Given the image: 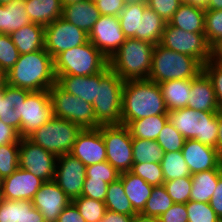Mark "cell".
Masks as SVG:
<instances>
[{
	"instance_id": "obj_1",
	"label": "cell",
	"mask_w": 222,
	"mask_h": 222,
	"mask_svg": "<svg viewBox=\"0 0 222 222\" xmlns=\"http://www.w3.org/2000/svg\"><path fill=\"white\" fill-rule=\"evenodd\" d=\"M6 83L29 91L49 90L56 83L53 57L44 48L20 54L6 73Z\"/></svg>"
},
{
	"instance_id": "obj_2",
	"label": "cell",
	"mask_w": 222,
	"mask_h": 222,
	"mask_svg": "<svg viewBox=\"0 0 222 222\" xmlns=\"http://www.w3.org/2000/svg\"><path fill=\"white\" fill-rule=\"evenodd\" d=\"M122 125L145 117L168 114L158 83L149 79L124 81Z\"/></svg>"
},
{
	"instance_id": "obj_3",
	"label": "cell",
	"mask_w": 222,
	"mask_h": 222,
	"mask_svg": "<svg viewBox=\"0 0 222 222\" xmlns=\"http://www.w3.org/2000/svg\"><path fill=\"white\" fill-rule=\"evenodd\" d=\"M154 48L150 42L126 38L109 58V66L123 81L148 79Z\"/></svg>"
},
{
	"instance_id": "obj_4",
	"label": "cell",
	"mask_w": 222,
	"mask_h": 222,
	"mask_svg": "<svg viewBox=\"0 0 222 222\" xmlns=\"http://www.w3.org/2000/svg\"><path fill=\"white\" fill-rule=\"evenodd\" d=\"M203 71V65L194 57L155 45L148 79L155 83L194 79Z\"/></svg>"
},
{
	"instance_id": "obj_5",
	"label": "cell",
	"mask_w": 222,
	"mask_h": 222,
	"mask_svg": "<svg viewBox=\"0 0 222 222\" xmlns=\"http://www.w3.org/2000/svg\"><path fill=\"white\" fill-rule=\"evenodd\" d=\"M168 121L185 138L195 139L216 147L218 136L217 112L197 111L186 107L168 111Z\"/></svg>"
},
{
	"instance_id": "obj_6",
	"label": "cell",
	"mask_w": 222,
	"mask_h": 222,
	"mask_svg": "<svg viewBox=\"0 0 222 222\" xmlns=\"http://www.w3.org/2000/svg\"><path fill=\"white\" fill-rule=\"evenodd\" d=\"M124 81L109 64L99 72L97 98L93 102L96 121L100 125H122V90Z\"/></svg>"
},
{
	"instance_id": "obj_7",
	"label": "cell",
	"mask_w": 222,
	"mask_h": 222,
	"mask_svg": "<svg viewBox=\"0 0 222 222\" xmlns=\"http://www.w3.org/2000/svg\"><path fill=\"white\" fill-rule=\"evenodd\" d=\"M109 64L90 41L61 52L54 59L55 75L89 76L101 72Z\"/></svg>"
},
{
	"instance_id": "obj_8",
	"label": "cell",
	"mask_w": 222,
	"mask_h": 222,
	"mask_svg": "<svg viewBox=\"0 0 222 222\" xmlns=\"http://www.w3.org/2000/svg\"><path fill=\"white\" fill-rule=\"evenodd\" d=\"M81 131L82 128L74 122L53 117L27 138L58 157L70 154Z\"/></svg>"
},
{
	"instance_id": "obj_9",
	"label": "cell",
	"mask_w": 222,
	"mask_h": 222,
	"mask_svg": "<svg viewBox=\"0 0 222 222\" xmlns=\"http://www.w3.org/2000/svg\"><path fill=\"white\" fill-rule=\"evenodd\" d=\"M49 93L54 117L74 122L82 129H96L100 126L91 103L64 91L57 83L52 85Z\"/></svg>"
},
{
	"instance_id": "obj_10",
	"label": "cell",
	"mask_w": 222,
	"mask_h": 222,
	"mask_svg": "<svg viewBox=\"0 0 222 222\" xmlns=\"http://www.w3.org/2000/svg\"><path fill=\"white\" fill-rule=\"evenodd\" d=\"M160 45L163 47L192 56L202 65L211 60V46L207 42L205 33L187 32L165 24Z\"/></svg>"
},
{
	"instance_id": "obj_11",
	"label": "cell",
	"mask_w": 222,
	"mask_h": 222,
	"mask_svg": "<svg viewBox=\"0 0 222 222\" xmlns=\"http://www.w3.org/2000/svg\"><path fill=\"white\" fill-rule=\"evenodd\" d=\"M107 161L119 172H129L133 165V149L129 129L124 125H101Z\"/></svg>"
},
{
	"instance_id": "obj_12",
	"label": "cell",
	"mask_w": 222,
	"mask_h": 222,
	"mask_svg": "<svg viewBox=\"0 0 222 222\" xmlns=\"http://www.w3.org/2000/svg\"><path fill=\"white\" fill-rule=\"evenodd\" d=\"M89 41V34L64 18L45 26L44 49L55 59L61 52Z\"/></svg>"
},
{
	"instance_id": "obj_13",
	"label": "cell",
	"mask_w": 222,
	"mask_h": 222,
	"mask_svg": "<svg viewBox=\"0 0 222 222\" xmlns=\"http://www.w3.org/2000/svg\"><path fill=\"white\" fill-rule=\"evenodd\" d=\"M57 156L36 145L28 138L19 141V167L44 182L55 179Z\"/></svg>"
},
{
	"instance_id": "obj_14",
	"label": "cell",
	"mask_w": 222,
	"mask_h": 222,
	"mask_svg": "<svg viewBox=\"0 0 222 222\" xmlns=\"http://www.w3.org/2000/svg\"><path fill=\"white\" fill-rule=\"evenodd\" d=\"M53 117V106L49 90L31 91L23 103L20 137L27 138Z\"/></svg>"
},
{
	"instance_id": "obj_15",
	"label": "cell",
	"mask_w": 222,
	"mask_h": 222,
	"mask_svg": "<svg viewBox=\"0 0 222 222\" xmlns=\"http://www.w3.org/2000/svg\"><path fill=\"white\" fill-rule=\"evenodd\" d=\"M86 177V166L71 154L57 157L54 181L71 200L79 198Z\"/></svg>"
},
{
	"instance_id": "obj_16",
	"label": "cell",
	"mask_w": 222,
	"mask_h": 222,
	"mask_svg": "<svg viewBox=\"0 0 222 222\" xmlns=\"http://www.w3.org/2000/svg\"><path fill=\"white\" fill-rule=\"evenodd\" d=\"M125 40L118 16L101 15L89 33V41L108 59Z\"/></svg>"
},
{
	"instance_id": "obj_17",
	"label": "cell",
	"mask_w": 222,
	"mask_h": 222,
	"mask_svg": "<svg viewBox=\"0 0 222 222\" xmlns=\"http://www.w3.org/2000/svg\"><path fill=\"white\" fill-rule=\"evenodd\" d=\"M70 154L78 158L85 166L107 161L101 125L96 129H82Z\"/></svg>"
},
{
	"instance_id": "obj_18",
	"label": "cell",
	"mask_w": 222,
	"mask_h": 222,
	"mask_svg": "<svg viewBox=\"0 0 222 222\" xmlns=\"http://www.w3.org/2000/svg\"><path fill=\"white\" fill-rule=\"evenodd\" d=\"M44 181L20 167L3 178L1 198L13 201H32Z\"/></svg>"
},
{
	"instance_id": "obj_19",
	"label": "cell",
	"mask_w": 222,
	"mask_h": 222,
	"mask_svg": "<svg viewBox=\"0 0 222 222\" xmlns=\"http://www.w3.org/2000/svg\"><path fill=\"white\" fill-rule=\"evenodd\" d=\"M33 206L44 217L45 222H56L64 208L71 200L53 181L44 182L32 199Z\"/></svg>"
},
{
	"instance_id": "obj_20",
	"label": "cell",
	"mask_w": 222,
	"mask_h": 222,
	"mask_svg": "<svg viewBox=\"0 0 222 222\" xmlns=\"http://www.w3.org/2000/svg\"><path fill=\"white\" fill-rule=\"evenodd\" d=\"M181 152L191 175L210 169H222V160L217 150L198 140H185Z\"/></svg>"
},
{
	"instance_id": "obj_21",
	"label": "cell",
	"mask_w": 222,
	"mask_h": 222,
	"mask_svg": "<svg viewBox=\"0 0 222 222\" xmlns=\"http://www.w3.org/2000/svg\"><path fill=\"white\" fill-rule=\"evenodd\" d=\"M30 92L7 83L0 89V120L18 132L21 130L23 103Z\"/></svg>"
},
{
	"instance_id": "obj_22",
	"label": "cell",
	"mask_w": 222,
	"mask_h": 222,
	"mask_svg": "<svg viewBox=\"0 0 222 222\" xmlns=\"http://www.w3.org/2000/svg\"><path fill=\"white\" fill-rule=\"evenodd\" d=\"M187 107L206 112H217L219 110L212 81L203 71L196 78L191 79Z\"/></svg>"
},
{
	"instance_id": "obj_23",
	"label": "cell",
	"mask_w": 222,
	"mask_h": 222,
	"mask_svg": "<svg viewBox=\"0 0 222 222\" xmlns=\"http://www.w3.org/2000/svg\"><path fill=\"white\" fill-rule=\"evenodd\" d=\"M56 83L64 91L93 104L97 98L99 72L89 76L56 75Z\"/></svg>"
},
{
	"instance_id": "obj_24",
	"label": "cell",
	"mask_w": 222,
	"mask_h": 222,
	"mask_svg": "<svg viewBox=\"0 0 222 222\" xmlns=\"http://www.w3.org/2000/svg\"><path fill=\"white\" fill-rule=\"evenodd\" d=\"M100 16L95 2L90 0L68 4L63 6L62 9V18L82 29L87 34L91 32Z\"/></svg>"
},
{
	"instance_id": "obj_25",
	"label": "cell",
	"mask_w": 222,
	"mask_h": 222,
	"mask_svg": "<svg viewBox=\"0 0 222 222\" xmlns=\"http://www.w3.org/2000/svg\"><path fill=\"white\" fill-rule=\"evenodd\" d=\"M168 23L187 32L205 33V9L182 3Z\"/></svg>"
},
{
	"instance_id": "obj_26",
	"label": "cell",
	"mask_w": 222,
	"mask_h": 222,
	"mask_svg": "<svg viewBox=\"0 0 222 222\" xmlns=\"http://www.w3.org/2000/svg\"><path fill=\"white\" fill-rule=\"evenodd\" d=\"M19 54L36 52L44 48L45 27L30 23L10 34Z\"/></svg>"
},
{
	"instance_id": "obj_27",
	"label": "cell",
	"mask_w": 222,
	"mask_h": 222,
	"mask_svg": "<svg viewBox=\"0 0 222 222\" xmlns=\"http://www.w3.org/2000/svg\"><path fill=\"white\" fill-rule=\"evenodd\" d=\"M119 178L122 180L125 194L130 200L133 209L137 213H141L151 195L153 186L149 185L141 177L134 175L130 171L120 173Z\"/></svg>"
},
{
	"instance_id": "obj_28",
	"label": "cell",
	"mask_w": 222,
	"mask_h": 222,
	"mask_svg": "<svg viewBox=\"0 0 222 222\" xmlns=\"http://www.w3.org/2000/svg\"><path fill=\"white\" fill-rule=\"evenodd\" d=\"M24 6L31 22L44 27L62 17L60 0H24Z\"/></svg>"
},
{
	"instance_id": "obj_29",
	"label": "cell",
	"mask_w": 222,
	"mask_h": 222,
	"mask_svg": "<svg viewBox=\"0 0 222 222\" xmlns=\"http://www.w3.org/2000/svg\"><path fill=\"white\" fill-rule=\"evenodd\" d=\"M32 23L24 6V0H16L6 5L0 4V33L8 34Z\"/></svg>"
},
{
	"instance_id": "obj_30",
	"label": "cell",
	"mask_w": 222,
	"mask_h": 222,
	"mask_svg": "<svg viewBox=\"0 0 222 222\" xmlns=\"http://www.w3.org/2000/svg\"><path fill=\"white\" fill-rule=\"evenodd\" d=\"M166 108L168 111L187 107L191 80H171L159 84Z\"/></svg>"
},
{
	"instance_id": "obj_31",
	"label": "cell",
	"mask_w": 222,
	"mask_h": 222,
	"mask_svg": "<svg viewBox=\"0 0 222 222\" xmlns=\"http://www.w3.org/2000/svg\"><path fill=\"white\" fill-rule=\"evenodd\" d=\"M222 169H210L191 175L192 188L190 200L209 203L218 184Z\"/></svg>"
},
{
	"instance_id": "obj_32",
	"label": "cell",
	"mask_w": 222,
	"mask_h": 222,
	"mask_svg": "<svg viewBox=\"0 0 222 222\" xmlns=\"http://www.w3.org/2000/svg\"><path fill=\"white\" fill-rule=\"evenodd\" d=\"M168 121V114H159L134 120L126 125L132 139L154 140Z\"/></svg>"
},
{
	"instance_id": "obj_33",
	"label": "cell",
	"mask_w": 222,
	"mask_h": 222,
	"mask_svg": "<svg viewBox=\"0 0 222 222\" xmlns=\"http://www.w3.org/2000/svg\"><path fill=\"white\" fill-rule=\"evenodd\" d=\"M147 4L134 3L125 5L119 14L121 29L126 38L140 40V25L142 24L143 12Z\"/></svg>"
},
{
	"instance_id": "obj_34",
	"label": "cell",
	"mask_w": 222,
	"mask_h": 222,
	"mask_svg": "<svg viewBox=\"0 0 222 222\" xmlns=\"http://www.w3.org/2000/svg\"><path fill=\"white\" fill-rule=\"evenodd\" d=\"M108 211L134 216L137 212L133 209L127 198L122 180L118 178L109 184L104 201Z\"/></svg>"
},
{
	"instance_id": "obj_35",
	"label": "cell",
	"mask_w": 222,
	"mask_h": 222,
	"mask_svg": "<svg viewBox=\"0 0 222 222\" xmlns=\"http://www.w3.org/2000/svg\"><path fill=\"white\" fill-rule=\"evenodd\" d=\"M140 25V40L154 45L160 44L166 22L148 6L145 8Z\"/></svg>"
},
{
	"instance_id": "obj_36",
	"label": "cell",
	"mask_w": 222,
	"mask_h": 222,
	"mask_svg": "<svg viewBox=\"0 0 222 222\" xmlns=\"http://www.w3.org/2000/svg\"><path fill=\"white\" fill-rule=\"evenodd\" d=\"M134 163H161L162 147L154 140L135 138L132 141Z\"/></svg>"
},
{
	"instance_id": "obj_37",
	"label": "cell",
	"mask_w": 222,
	"mask_h": 222,
	"mask_svg": "<svg viewBox=\"0 0 222 222\" xmlns=\"http://www.w3.org/2000/svg\"><path fill=\"white\" fill-rule=\"evenodd\" d=\"M164 181L191 176L181 151L165 152L161 159Z\"/></svg>"
},
{
	"instance_id": "obj_38",
	"label": "cell",
	"mask_w": 222,
	"mask_h": 222,
	"mask_svg": "<svg viewBox=\"0 0 222 222\" xmlns=\"http://www.w3.org/2000/svg\"><path fill=\"white\" fill-rule=\"evenodd\" d=\"M173 204L174 202L166 192L164 185L153 186L151 195L141 213L152 217H160Z\"/></svg>"
},
{
	"instance_id": "obj_39",
	"label": "cell",
	"mask_w": 222,
	"mask_h": 222,
	"mask_svg": "<svg viewBox=\"0 0 222 222\" xmlns=\"http://www.w3.org/2000/svg\"><path fill=\"white\" fill-rule=\"evenodd\" d=\"M86 222H100L107 211L103 201L80 196L72 201Z\"/></svg>"
},
{
	"instance_id": "obj_40",
	"label": "cell",
	"mask_w": 222,
	"mask_h": 222,
	"mask_svg": "<svg viewBox=\"0 0 222 222\" xmlns=\"http://www.w3.org/2000/svg\"><path fill=\"white\" fill-rule=\"evenodd\" d=\"M19 167V143L0 146V176H10Z\"/></svg>"
},
{
	"instance_id": "obj_41",
	"label": "cell",
	"mask_w": 222,
	"mask_h": 222,
	"mask_svg": "<svg viewBox=\"0 0 222 222\" xmlns=\"http://www.w3.org/2000/svg\"><path fill=\"white\" fill-rule=\"evenodd\" d=\"M163 185L174 203L186 204L190 200L192 188L191 176L165 181Z\"/></svg>"
},
{
	"instance_id": "obj_42",
	"label": "cell",
	"mask_w": 222,
	"mask_h": 222,
	"mask_svg": "<svg viewBox=\"0 0 222 222\" xmlns=\"http://www.w3.org/2000/svg\"><path fill=\"white\" fill-rule=\"evenodd\" d=\"M185 138L167 121L158 135L156 142L164 152L181 151Z\"/></svg>"
},
{
	"instance_id": "obj_43",
	"label": "cell",
	"mask_w": 222,
	"mask_h": 222,
	"mask_svg": "<svg viewBox=\"0 0 222 222\" xmlns=\"http://www.w3.org/2000/svg\"><path fill=\"white\" fill-rule=\"evenodd\" d=\"M130 172L152 186H160L165 182L161 163H133Z\"/></svg>"
},
{
	"instance_id": "obj_44",
	"label": "cell",
	"mask_w": 222,
	"mask_h": 222,
	"mask_svg": "<svg viewBox=\"0 0 222 222\" xmlns=\"http://www.w3.org/2000/svg\"><path fill=\"white\" fill-rule=\"evenodd\" d=\"M205 36L211 47L222 39V10H205Z\"/></svg>"
},
{
	"instance_id": "obj_45",
	"label": "cell",
	"mask_w": 222,
	"mask_h": 222,
	"mask_svg": "<svg viewBox=\"0 0 222 222\" xmlns=\"http://www.w3.org/2000/svg\"><path fill=\"white\" fill-rule=\"evenodd\" d=\"M19 55L10 35L0 33V68L7 73L17 62Z\"/></svg>"
},
{
	"instance_id": "obj_46",
	"label": "cell",
	"mask_w": 222,
	"mask_h": 222,
	"mask_svg": "<svg viewBox=\"0 0 222 222\" xmlns=\"http://www.w3.org/2000/svg\"><path fill=\"white\" fill-rule=\"evenodd\" d=\"M186 208L188 222H217L219 219L209 203L189 200Z\"/></svg>"
},
{
	"instance_id": "obj_47",
	"label": "cell",
	"mask_w": 222,
	"mask_h": 222,
	"mask_svg": "<svg viewBox=\"0 0 222 222\" xmlns=\"http://www.w3.org/2000/svg\"><path fill=\"white\" fill-rule=\"evenodd\" d=\"M119 177L120 173L108 161L86 166L85 179L103 180L110 184Z\"/></svg>"
},
{
	"instance_id": "obj_48",
	"label": "cell",
	"mask_w": 222,
	"mask_h": 222,
	"mask_svg": "<svg viewBox=\"0 0 222 222\" xmlns=\"http://www.w3.org/2000/svg\"><path fill=\"white\" fill-rule=\"evenodd\" d=\"M203 72L212 81L219 109H222V65L208 60L203 65Z\"/></svg>"
},
{
	"instance_id": "obj_49",
	"label": "cell",
	"mask_w": 222,
	"mask_h": 222,
	"mask_svg": "<svg viewBox=\"0 0 222 222\" xmlns=\"http://www.w3.org/2000/svg\"><path fill=\"white\" fill-rule=\"evenodd\" d=\"M182 4L179 0H147V6L154 10L166 23Z\"/></svg>"
},
{
	"instance_id": "obj_50",
	"label": "cell",
	"mask_w": 222,
	"mask_h": 222,
	"mask_svg": "<svg viewBox=\"0 0 222 222\" xmlns=\"http://www.w3.org/2000/svg\"><path fill=\"white\" fill-rule=\"evenodd\" d=\"M108 186L103 180L85 179L81 196L104 202Z\"/></svg>"
},
{
	"instance_id": "obj_51",
	"label": "cell",
	"mask_w": 222,
	"mask_h": 222,
	"mask_svg": "<svg viewBox=\"0 0 222 222\" xmlns=\"http://www.w3.org/2000/svg\"><path fill=\"white\" fill-rule=\"evenodd\" d=\"M17 222H45L41 212L33 206L32 201H18Z\"/></svg>"
},
{
	"instance_id": "obj_52",
	"label": "cell",
	"mask_w": 222,
	"mask_h": 222,
	"mask_svg": "<svg viewBox=\"0 0 222 222\" xmlns=\"http://www.w3.org/2000/svg\"><path fill=\"white\" fill-rule=\"evenodd\" d=\"M160 222H188L186 204L174 203L164 214L159 217Z\"/></svg>"
},
{
	"instance_id": "obj_53",
	"label": "cell",
	"mask_w": 222,
	"mask_h": 222,
	"mask_svg": "<svg viewBox=\"0 0 222 222\" xmlns=\"http://www.w3.org/2000/svg\"><path fill=\"white\" fill-rule=\"evenodd\" d=\"M96 7L100 15L119 16L125 7L123 0H96Z\"/></svg>"
},
{
	"instance_id": "obj_54",
	"label": "cell",
	"mask_w": 222,
	"mask_h": 222,
	"mask_svg": "<svg viewBox=\"0 0 222 222\" xmlns=\"http://www.w3.org/2000/svg\"><path fill=\"white\" fill-rule=\"evenodd\" d=\"M18 201L0 199V222H17Z\"/></svg>"
},
{
	"instance_id": "obj_55",
	"label": "cell",
	"mask_w": 222,
	"mask_h": 222,
	"mask_svg": "<svg viewBox=\"0 0 222 222\" xmlns=\"http://www.w3.org/2000/svg\"><path fill=\"white\" fill-rule=\"evenodd\" d=\"M20 139L21 137L19 132L15 128L4 124L0 120V146L11 143H19Z\"/></svg>"
},
{
	"instance_id": "obj_56",
	"label": "cell",
	"mask_w": 222,
	"mask_h": 222,
	"mask_svg": "<svg viewBox=\"0 0 222 222\" xmlns=\"http://www.w3.org/2000/svg\"><path fill=\"white\" fill-rule=\"evenodd\" d=\"M56 222H86L73 202L68 204Z\"/></svg>"
},
{
	"instance_id": "obj_57",
	"label": "cell",
	"mask_w": 222,
	"mask_h": 222,
	"mask_svg": "<svg viewBox=\"0 0 222 222\" xmlns=\"http://www.w3.org/2000/svg\"><path fill=\"white\" fill-rule=\"evenodd\" d=\"M211 208L219 218H222V175L218 178L217 187L209 201Z\"/></svg>"
},
{
	"instance_id": "obj_58",
	"label": "cell",
	"mask_w": 222,
	"mask_h": 222,
	"mask_svg": "<svg viewBox=\"0 0 222 222\" xmlns=\"http://www.w3.org/2000/svg\"><path fill=\"white\" fill-rule=\"evenodd\" d=\"M133 216L106 211L100 222H132Z\"/></svg>"
},
{
	"instance_id": "obj_59",
	"label": "cell",
	"mask_w": 222,
	"mask_h": 222,
	"mask_svg": "<svg viewBox=\"0 0 222 222\" xmlns=\"http://www.w3.org/2000/svg\"><path fill=\"white\" fill-rule=\"evenodd\" d=\"M218 119V136L215 149L217 150L219 158L222 160V109L217 111Z\"/></svg>"
},
{
	"instance_id": "obj_60",
	"label": "cell",
	"mask_w": 222,
	"mask_h": 222,
	"mask_svg": "<svg viewBox=\"0 0 222 222\" xmlns=\"http://www.w3.org/2000/svg\"><path fill=\"white\" fill-rule=\"evenodd\" d=\"M211 60L222 65V39L211 47Z\"/></svg>"
},
{
	"instance_id": "obj_61",
	"label": "cell",
	"mask_w": 222,
	"mask_h": 222,
	"mask_svg": "<svg viewBox=\"0 0 222 222\" xmlns=\"http://www.w3.org/2000/svg\"><path fill=\"white\" fill-rule=\"evenodd\" d=\"M132 222H160L159 217H152L142 213H136L133 216Z\"/></svg>"
},
{
	"instance_id": "obj_62",
	"label": "cell",
	"mask_w": 222,
	"mask_h": 222,
	"mask_svg": "<svg viewBox=\"0 0 222 222\" xmlns=\"http://www.w3.org/2000/svg\"><path fill=\"white\" fill-rule=\"evenodd\" d=\"M205 10H222V0H207Z\"/></svg>"
},
{
	"instance_id": "obj_63",
	"label": "cell",
	"mask_w": 222,
	"mask_h": 222,
	"mask_svg": "<svg viewBox=\"0 0 222 222\" xmlns=\"http://www.w3.org/2000/svg\"><path fill=\"white\" fill-rule=\"evenodd\" d=\"M186 4H191L194 6H198V7H202V8H206L207 5V0H185Z\"/></svg>"
},
{
	"instance_id": "obj_64",
	"label": "cell",
	"mask_w": 222,
	"mask_h": 222,
	"mask_svg": "<svg viewBox=\"0 0 222 222\" xmlns=\"http://www.w3.org/2000/svg\"><path fill=\"white\" fill-rule=\"evenodd\" d=\"M6 84V73L0 68V89Z\"/></svg>"
},
{
	"instance_id": "obj_65",
	"label": "cell",
	"mask_w": 222,
	"mask_h": 222,
	"mask_svg": "<svg viewBox=\"0 0 222 222\" xmlns=\"http://www.w3.org/2000/svg\"><path fill=\"white\" fill-rule=\"evenodd\" d=\"M123 2L125 3V5H127V4H134V3L147 4V0H123Z\"/></svg>"
},
{
	"instance_id": "obj_66",
	"label": "cell",
	"mask_w": 222,
	"mask_h": 222,
	"mask_svg": "<svg viewBox=\"0 0 222 222\" xmlns=\"http://www.w3.org/2000/svg\"><path fill=\"white\" fill-rule=\"evenodd\" d=\"M60 1H61L62 6H66L68 4H73V3H76V2H80L82 0H60Z\"/></svg>"
},
{
	"instance_id": "obj_67",
	"label": "cell",
	"mask_w": 222,
	"mask_h": 222,
	"mask_svg": "<svg viewBox=\"0 0 222 222\" xmlns=\"http://www.w3.org/2000/svg\"><path fill=\"white\" fill-rule=\"evenodd\" d=\"M13 1H16V0H0V4L1 5H6V4H9V3L13 2Z\"/></svg>"
},
{
	"instance_id": "obj_68",
	"label": "cell",
	"mask_w": 222,
	"mask_h": 222,
	"mask_svg": "<svg viewBox=\"0 0 222 222\" xmlns=\"http://www.w3.org/2000/svg\"><path fill=\"white\" fill-rule=\"evenodd\" d=\"M2 184H3V178L0 176V192H1V189H2Z\"/></svg>"
},
{
	"instance_id": "obj_69",
	"label": "cell",
	"mask_w": 222,
	"mask_h": 222,
	"mask_svg": "<svg viewBox=\"0 0 222 222\" xmlns=\"http://www.w3.org/2000/svg\"><path fill=\"white\" fill-rule=\"evenodd\" d=\"M217 222H222V218H219V219L217 220Z\"/></svg>"
}]
</instances>
